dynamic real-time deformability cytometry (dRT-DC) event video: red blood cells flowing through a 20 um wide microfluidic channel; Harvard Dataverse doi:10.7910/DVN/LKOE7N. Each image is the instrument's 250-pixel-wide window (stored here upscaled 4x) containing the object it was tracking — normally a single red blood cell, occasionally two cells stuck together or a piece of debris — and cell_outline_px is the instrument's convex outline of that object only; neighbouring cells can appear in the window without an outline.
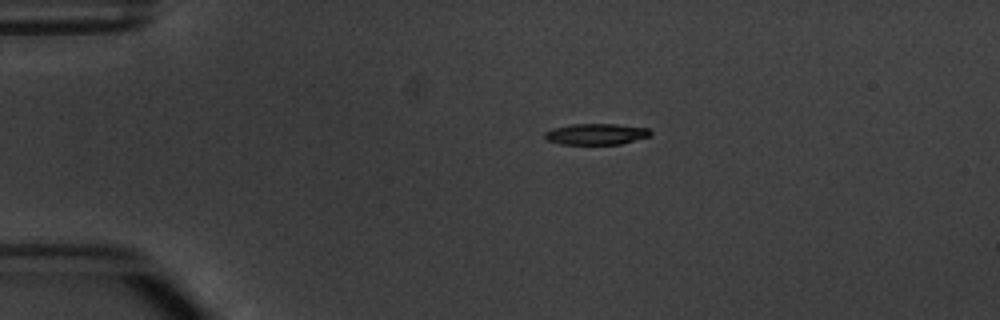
{"species": "common noctule bat (a hibernating species)", "species_latin": "Nyctalus noctula", "temperature_condition": "warm", "stored_images_in_passage": 3, "camera_frame_rate_fps": 3000, "um_per_image_px": 0.085, "animal": {"sex": "male", "body_mass_g": 20.1, "forearm_length_mm": 53.5}, "frame": {"image": 1, "passage_image": 1, "time_ms": 0.0, "image_size_px": [1000, 320], "cell_outline_px": [[652, 132], [648, 136], [620, 144], [560, 144], [548, 140], [544, 136], [544, 132], [552, 128], [572, 124], [616, 124], [648, 128]], "centroid_in_image_um": [50.64, 11.39], "position_along_channel_um": 34.4, "area_um2": 12.89}}
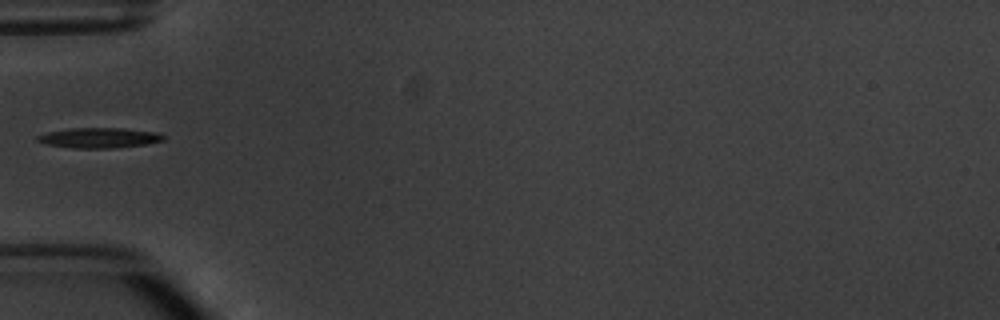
{"frame": {"image": 2, "passage_image": 3, "time_ms": 2.333, "image_size_px": [1000, 320], "cell_outline_px": [[164, 140], [144, 144], [116, 148], [72, 148], [44, 144], [36, 140], [36, 136], [48, 132], [68, 128], [124, 128], [156, 132], [164, 136]], "centroid_in_image_um": [8.38, 11.71], "position_along_channel_um": 76.6, "area_um2": 14.85}}